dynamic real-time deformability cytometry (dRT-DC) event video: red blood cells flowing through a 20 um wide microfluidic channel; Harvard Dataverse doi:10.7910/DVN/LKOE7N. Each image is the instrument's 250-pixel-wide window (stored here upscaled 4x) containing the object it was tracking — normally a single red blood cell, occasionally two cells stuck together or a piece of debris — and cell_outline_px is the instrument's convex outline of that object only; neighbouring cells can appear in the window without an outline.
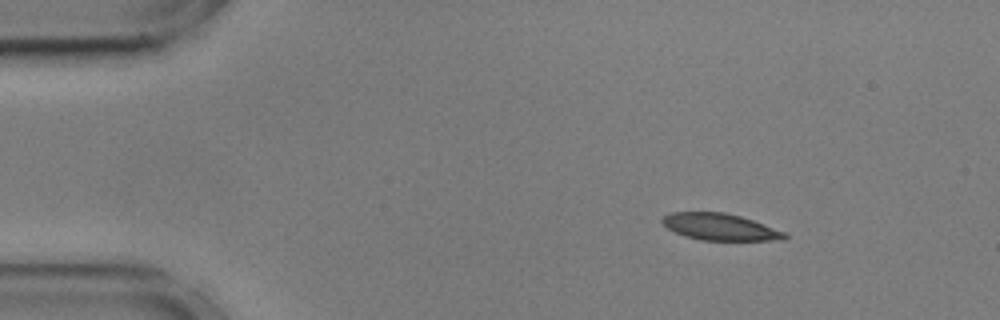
{"species": "common noctule bat (a hibernating species)", "species_latin": "Nyctalus noctula", "temperature_condition": "cold", "stored_images_in_passage": 49, "camera_frame_rate_fps": 3000, "um_per_image_px": 0.085, "animal": {"sex": "male", "body_mass_g": 17.9, "forearm_length_mm": 54.2}, "frame": {"image": 1, "passage_image": 1, "time_ms": 0.0, "image_size_px": [1000, 320], "cell_outline_px": [[788, 236], [784, 240], [700, 240], [684, 236], [668, 228], [660, 220], [664, 216], [672, 212], [724, 212], [740, 216], [788, 232]], "centroid_in_image_um": [61.24, 19.29], "position_along_channel_um": 23.8, "area_um2": 19.07}}
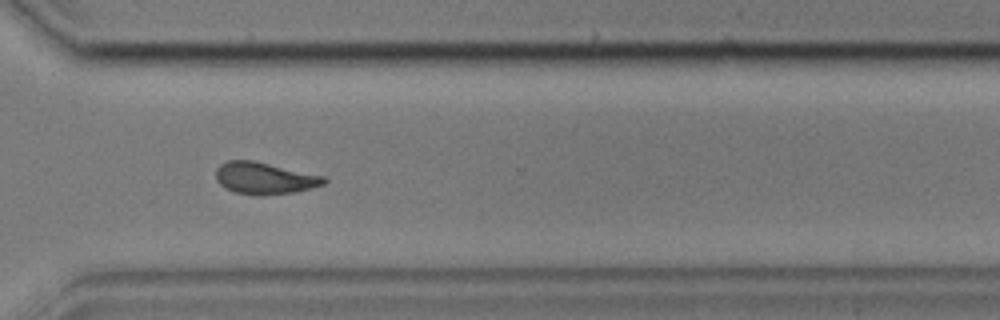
{"frame": {"image": 2, "passage_image": 34, "time_ms": 11.0, "image_size_px": [1000, 320], "cell_outline_px": [[328, 180], [324, 184], [312, 188], [292, 192], [236, 192], [224, 188], [216, 180], [216, 168], [220, 164], [228, 160], [252, 160], [324, 176]], "centroid_in_image_um": [22.47, 15.09], "position_along_channel_um": 348.1, "area_um2": 19.19}}
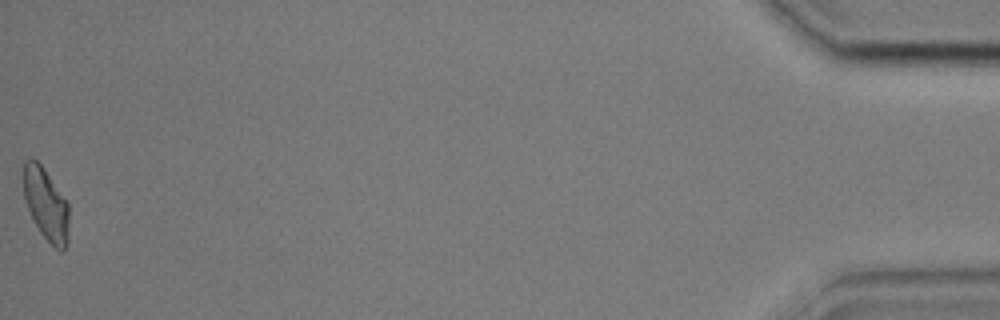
{"frame": {"image": 3, "passage_image": 49, "time_ms": 16.0, "image_size_px": [1000, 320], "cell_outline_px": [[68, 244], [64, 252], [60, 252], [40, 232], [24, 200], [20, 176], [20, 172], [24, 160], [36, 160], [44, 168], [68, 204]], "centroid_in_image_um": [3.86, 17.33], "position_along_channel_um": 431.3, "area_um2": 19.42}, "authors_computed_cell_mechanics": {"area_um2": 20.0566, "velocity_mm_per_s": 3.5823, "shape_relaxation_time_tau1_ms": 8.2946, "shape_relaxation_time_tau2_ms": 4.0096, "deformation_change_tau1": 0.1631, "deformation_change_tau2": 0.1014}}